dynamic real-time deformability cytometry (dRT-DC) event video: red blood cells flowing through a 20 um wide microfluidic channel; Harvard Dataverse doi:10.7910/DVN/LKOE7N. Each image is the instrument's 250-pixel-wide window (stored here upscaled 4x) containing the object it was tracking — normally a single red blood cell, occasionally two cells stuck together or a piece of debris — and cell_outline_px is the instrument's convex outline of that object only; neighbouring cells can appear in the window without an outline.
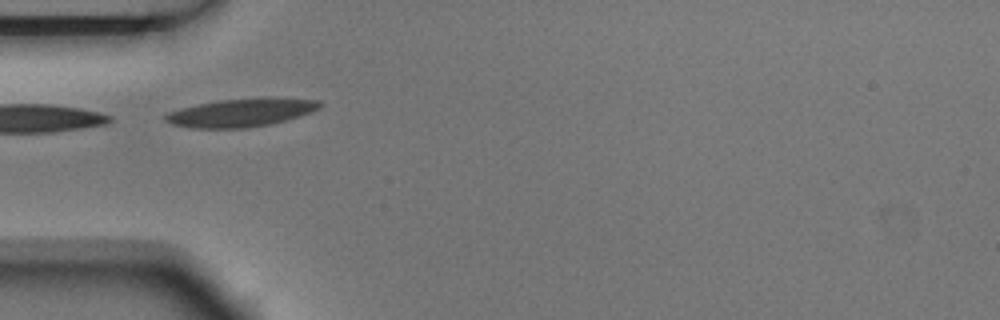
{"species": "Egyptian fruit bat (a non-hibernating species)", "species_latin": "Rousettus aegyptiacus", "temperature_condition": "room temperature", "stored_images_in_passage": 6, "camera_frame_rate_fps": 3000, "um_per_image_px": 0.085, "animal": {"sex": "male"}, "frame": {"image": 1, "passage_image": 3, "time_ms": 0.667, "image_size_px": [1000, 320], "cell_outline_px": [[324, 104], [320, 108], [312, 112], [300, 116], [272, 124], [248, 128], [192, 128], [172, 124], [164, 120], [164, 116], [168, 112], [180, 108], [220, 100], [320, 100]], "centroid_in_image_um": [20.44, 9.63], "position_along_channel_um": 64.6, "area_um2": 24.39}}
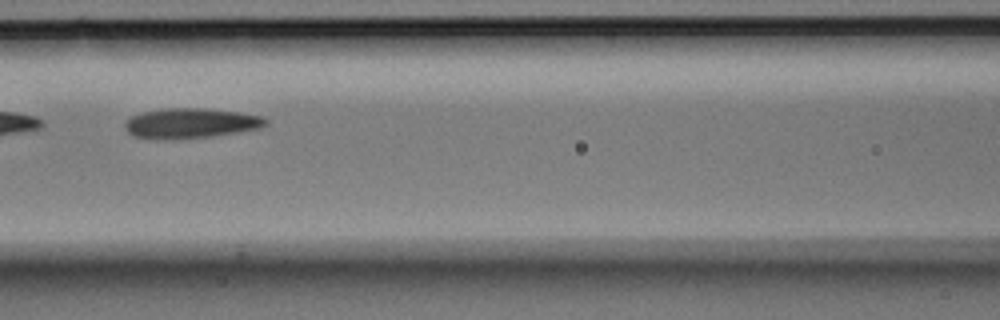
{"frame": {"image": 2, "passage_image": 5, "time_ms": 1.333, "image_size_px": [1000, 320], "cell_outline_px": [[268, 124], [260, 128], [212, 136], [136, 136], [128, 132], [124, 124], [132, 116], [144, 112], [164, 108], [204, 108], [236, 112], [260, 116], [268, 120]], "centroid_in_image_um": [16.3, 10.42], "position_along_channel_um": 150.3, "area_um2": 23.24}}
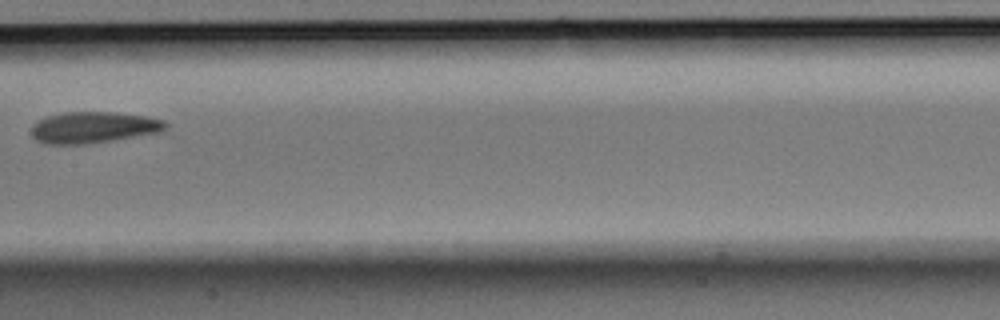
{"frame": {"image": 3, "passage_image": 6, "time_ms": 1.667, "image_size_px": [1000, 320], "cell_outline_px": [[168, 128], [160, 132], [88, 144], [44, 144], [36, 140], [32, 136], [32, 128], [40, 120], [48, 116], [64, 112], [112, 112], [148, 116], [164, 120], [168, 124]], "centroid_in_image_um": [7.99, 10.83], "position_along_channel_um": 199.4, "area_um2": 24.45}}